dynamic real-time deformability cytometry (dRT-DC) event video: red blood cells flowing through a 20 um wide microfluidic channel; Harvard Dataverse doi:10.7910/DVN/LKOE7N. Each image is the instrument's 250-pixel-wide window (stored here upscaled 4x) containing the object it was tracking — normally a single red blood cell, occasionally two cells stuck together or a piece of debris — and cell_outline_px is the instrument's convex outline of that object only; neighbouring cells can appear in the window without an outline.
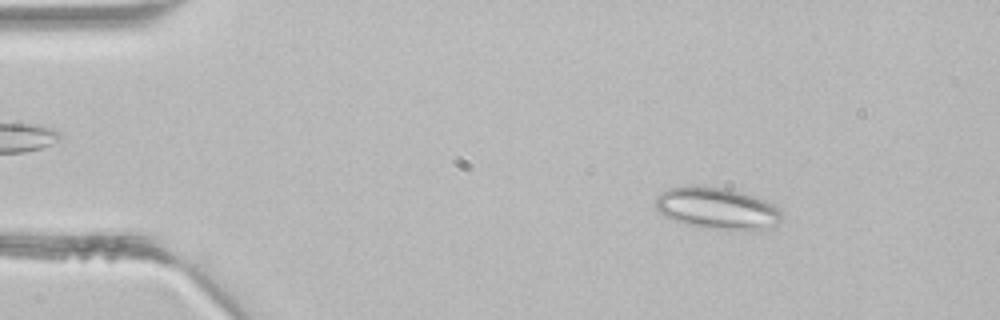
{"species": "common noctule bat (a hibernating species)", "species_latin": "Nyctalus noctula", "temperature_condition": "room temperature", "stored_images_in_passage": 4, "camera_frame_rate_fps": 3000, "um_per_image_px": 0.085, "animal": {"sex": "male", "body_mass_g": 21.5, "forearm_length_mm": 52.0}, "frame": {"image": 1, "passage_image": 2, "time_ms": 0.333, "image_size_px": [1000, 320], "cell_outline_px": [[784, 216], [776, 228], [760, 232], [704, 228], [684, 224], [664, 216], [656, 208], [656, 196], [660, 192], [668, 188], [692, 184], [696, 184], [724, 188], [756, 196], [780, 208]], "centroid_in_image_um": [61.03, 17.74], "position_along_channel_um": 24.0, "area_um2": 31.85}}